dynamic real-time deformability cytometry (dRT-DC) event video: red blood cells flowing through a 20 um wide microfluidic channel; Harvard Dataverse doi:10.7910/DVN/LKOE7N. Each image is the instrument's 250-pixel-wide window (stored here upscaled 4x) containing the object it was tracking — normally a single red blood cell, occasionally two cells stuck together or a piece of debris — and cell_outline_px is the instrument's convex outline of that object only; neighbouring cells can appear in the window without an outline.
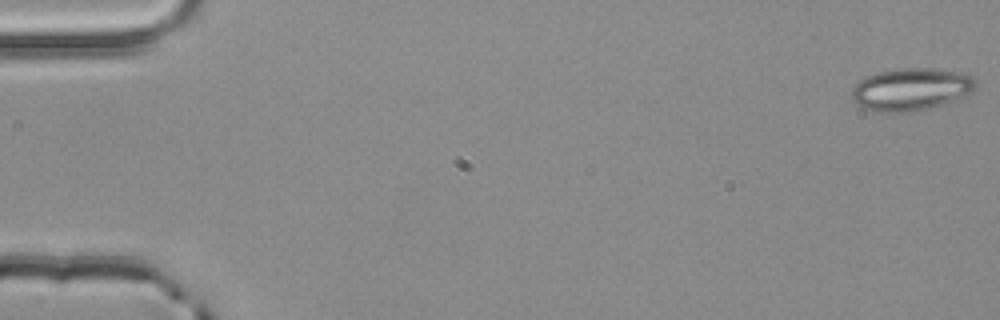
{"species": "common noctule bat (a hibernating species)", "species_latin": "Nyctalus noctula", "temperature_condition": "room temperature", "stored_images_in_passage": 4, "camera_frame_rate_fps": 3000, "um_per_image_px": 0.085, "animal": {"sex": "male", "body_mass_g": 20.4}, "frame": {"image": 1, "passage_image": 1, "time_ms": 0.0, "image_size_px": [1000, 320], "cell_outline_px": [[976, 84], [972, 92], [956, 100], [928, 108], [904, 112], [880, 112], [864, 108], [852, 100], [852, 88], [856, 80], [864, 76], [880, 72], [900, 68], [936, 68], [968, 72], [976, 80]], "centroid_in_image_um": [77.45, 7.56], "position_along_channel_um": 7.5, "area_um2": 31.04}}